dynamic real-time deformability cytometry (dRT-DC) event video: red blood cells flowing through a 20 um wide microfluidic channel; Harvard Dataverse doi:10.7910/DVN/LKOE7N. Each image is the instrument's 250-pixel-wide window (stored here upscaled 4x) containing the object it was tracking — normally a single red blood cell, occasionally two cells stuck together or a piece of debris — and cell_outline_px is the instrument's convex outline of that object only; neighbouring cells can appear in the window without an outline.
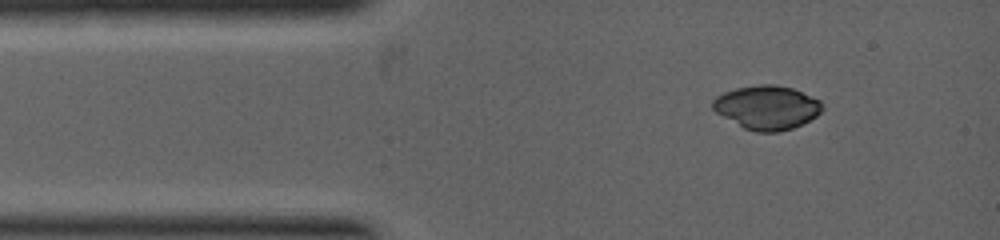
{"species": "common noctule bat (a hibernating species)", "species_latin": "Nyctalus noctula", "temperature_condition": "warm", "stored_images_in_passage": 3, "camera_frame_rate_fps": 5000, "um_per_image_px": 0.085, "animal": {"sex": "female", "body_mass_g": 19.0, "forearm_length_mm": 53.3}, "frame": {"image": 1, "passage_image": 1, "time_ms": 0.0, "image_size_px": [1000, 240], "cell_outline_px": [[824, 108], [816, 116], [792, 128], [780, 132], [756, 132], [744, 128], [716, 112], [712, 108], [712, 100], [716, 96], [724, 92], [736, 88], [760, 84], [776, 84], [792, 88], [820, 100], [824, 104]], "centroid_in_image_um": [65.19, 9.12], "position_along_channel_um": 19.8, "area_um2": 27.92}}